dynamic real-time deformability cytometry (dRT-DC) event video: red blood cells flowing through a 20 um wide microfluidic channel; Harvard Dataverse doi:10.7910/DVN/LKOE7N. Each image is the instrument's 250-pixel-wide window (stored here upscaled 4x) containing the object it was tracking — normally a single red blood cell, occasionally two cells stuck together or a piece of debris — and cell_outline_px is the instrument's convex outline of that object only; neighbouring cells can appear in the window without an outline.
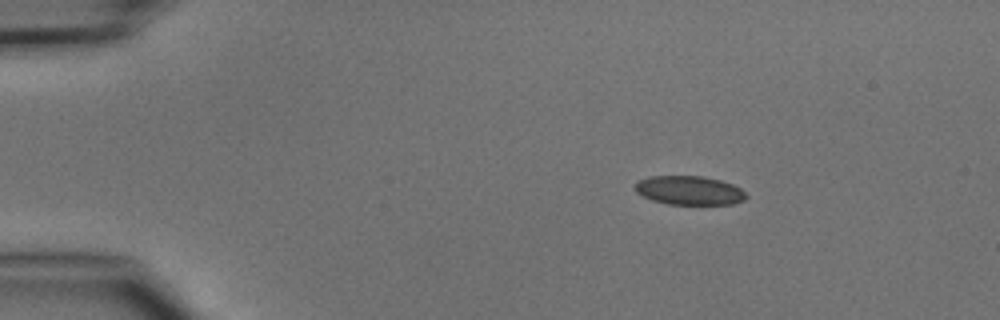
{"species": "common noctule bat (a hibernating species)", "species_latin": "Nyctalus noctula", "temperature_condition": "cold", "stored_images_in_passage": 3, "camera_frame_rate_fps": 3000, "um_per_image_px": 0.085, "animal": {"sex": "male", "body_mass_g": 15.6}, "frame": {"image": 1, "passage_image": 1, "time_ms": 0.0, "image_size_px": [1000, 320], "cell_outline_px": [[748, 196], [744, 200], [732, 204], [668, 204], [652, 200], [636, 192], [636, 180], [648, 176], [704, 176], [720, 180], [732, 184], [740, 188]], "centroid_in_image_um": [58.58, 16.17], "position_along_channel_um": 26.4, "area_um2": 18.73}}
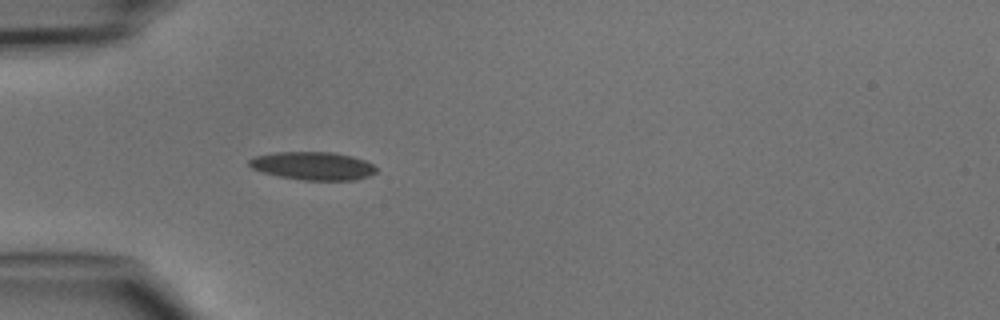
{"frame": {"image": 2, "passage_image": 3, "time_ms": 2.333, "image_size_px": [1000, 320], "cell_outline_px": [[376, 172], [368, 176], [356, 180], [304, 180], [280, 176], [264, 172], [252, 168], [248, 164], [248, 160], [256, 156], [276, 152], [332, 152], [352, 156], [364, 160], [372, 164], [376, 168]], "centroid_in_image_um": [26.61, 14.09], "position_along_channel_um": 58.4, "area_um2": 20.63}}